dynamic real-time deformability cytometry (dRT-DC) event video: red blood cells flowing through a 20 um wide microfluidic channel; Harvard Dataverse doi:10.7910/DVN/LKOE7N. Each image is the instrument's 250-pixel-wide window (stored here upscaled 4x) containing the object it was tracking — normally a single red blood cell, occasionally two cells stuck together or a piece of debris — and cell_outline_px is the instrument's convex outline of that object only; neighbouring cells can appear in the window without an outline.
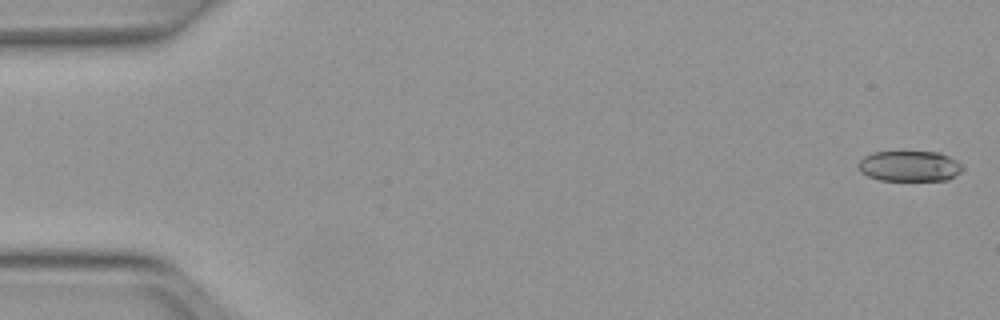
{"species": "Egyptian fruit bat (a non-hibernating species)", "species_latin": "Rousettus aegyptiacus", "temperature_condition": "warm", "stored_images_in_passage": 5, "camera_frame_rate_fps": 3000, "um_per_image_px": 0.085, "animal": {"sex": "female"}, "frame": {"image": 1, "passage_image": 1, "time_ms": 0.0, "image_size_px": [1000, 320], "cell_outline_px": [[964, 168], [960, 172], [948, 180], [880, 180], [868, 176], [860, 172], [860, 160], [864, 156], [872, 152], [940, 152], [964, 164]], "centroid_in_image_um": [77.35, 14.12], "position_along_channel_um": 7.7, "area_um2": 18.55}}